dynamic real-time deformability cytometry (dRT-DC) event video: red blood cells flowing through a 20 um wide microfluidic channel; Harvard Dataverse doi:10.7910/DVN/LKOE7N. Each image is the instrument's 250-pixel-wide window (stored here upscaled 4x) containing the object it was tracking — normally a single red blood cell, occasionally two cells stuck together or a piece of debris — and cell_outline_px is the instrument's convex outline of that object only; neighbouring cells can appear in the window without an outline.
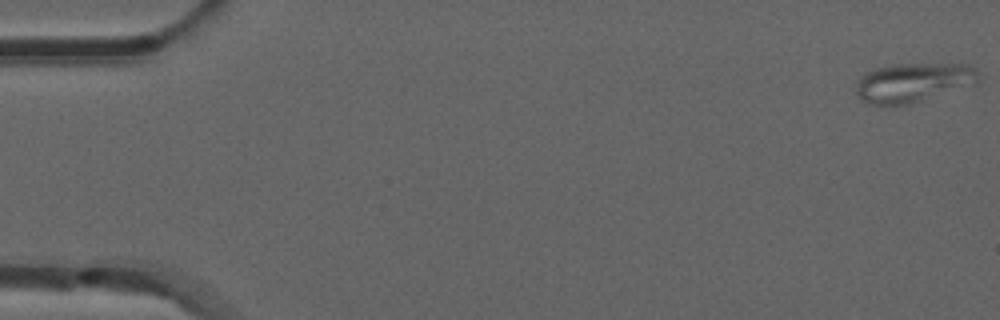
{"species": "common noctule bat (a hibernating species)", "species_latin": "Nyctalus noctula", "temperature_condition": "room temperature", "stored_images_in_passage": 53, "camera_frame_rate_fps": 3000, "um_per_image_px": 0.085, "animal": {"sex": "male", "forearm_length_mm": 52.5}, "frame": {"image": 1, "passage_image": 1, "time_ms": 0.0, "image_size_px": [1000, 320], "cell_outline_px": [[980, 80], [976, 84], [924, 100], [908, 104], [868, 104], [856, 92], [856, 84], [868, 72], [876, 68], [896, 64], [968, 64], [976, 72]], "centroid_in_image_um": [77.67, 7.01], "position_along_channel_um": 7.3, "area_um2": 27.51}}
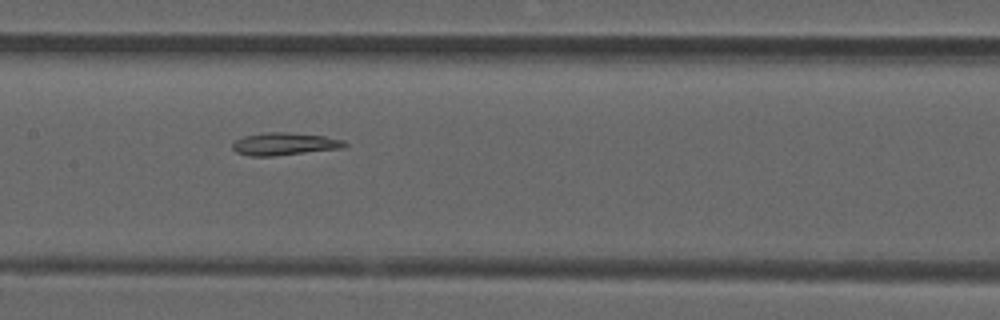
{"frame": {"image": 2, "passage_image": 26, "time_ms": 8.333, "image_size_px": [1000, 320], "cell_outline_px": [[348, 144], [344, 148], [272, 156], [248, 156], [236, 152], [232, 148], [232, 144], [236, 140], [244, 136], [264, 132], [284, 132], [324, 136], [344, 140]], "centroid_in_image_um": [24.17, 12.24], "position_along_channel_um": 183.2, "area_um2": 14.74}}
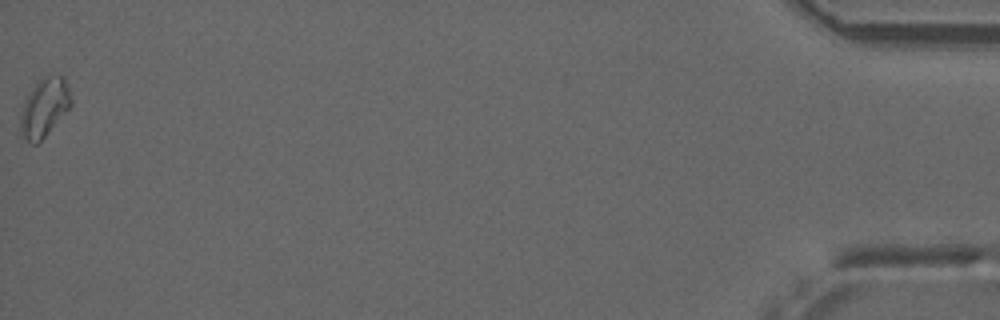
{"frame": {"image": 3, "passage_image": 53, "time_ms": 17.333, "image_size_px": [1000, 320], "cell_outline_px": [[72, 104], [44, 136], [36, 144], [28, 144], [20, 132], [20, 116], [24, 104], [28, 96], [36, 84], [44, 76], [64, 76], [72, 100]], "centroid_in_image_um": [3.76, 9.16], "position_along_channel_um": 431.4, "area_um2": 16.7}, "authors_computed_cell_mechanics": {"area_um2": 14.7968, "velocity_mm_per_s": 3.8843, "shape_relaxation_time_tau1_ms": null, "shape_relaxation_time_tau2_ms": 5.196, "deformation_change_tau1": null, "deformation_change_tau2": 0.1577}}